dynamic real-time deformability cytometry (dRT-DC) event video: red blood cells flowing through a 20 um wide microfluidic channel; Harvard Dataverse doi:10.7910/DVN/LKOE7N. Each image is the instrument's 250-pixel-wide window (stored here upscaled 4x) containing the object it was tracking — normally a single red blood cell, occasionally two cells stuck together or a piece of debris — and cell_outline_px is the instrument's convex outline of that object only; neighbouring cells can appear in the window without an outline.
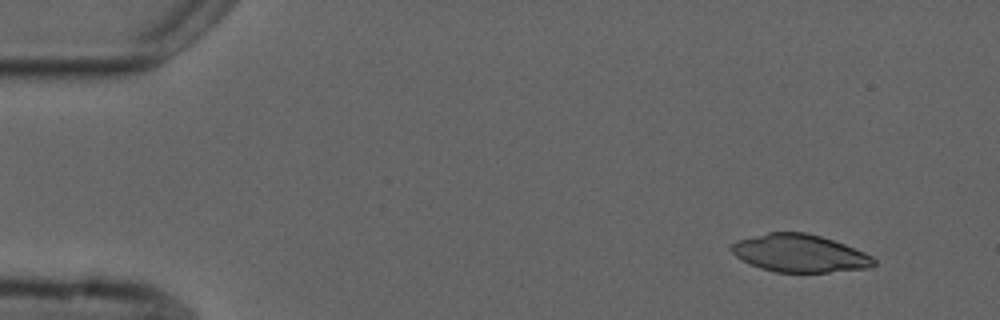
{"species": "common noctule bat (a hibernating species)", "species_latin": "Nyctalus noctula", "temperature_condition": "cold", "stored_images_in_passage": 6, "segment_of_instrument_passage": [1, 2], "camera_frame_rate_fps": 3000, "um_per_image_px": 0.085, "animal": {"sex": "male", "forearm_length_mm": 52.5}, "frame": {"image": 1, "passage_image": 2, "time_ms": 1.333, "image_size_px": [1000, 320], "cell_outline_px": [[876, 264], [872, 268], [828, 272], [776, 272], [760, 268], [736, 256], [728, 248], [728, 244], [736, 240], [768, 232], [804, 232], [820, 236], [844, 244], [864, 252], [872, 256], [876, 260]], "centroid_in_image_um": [67.96, 21.53], "position_along_channel_um": 17.0, "area_um2": 31.39}}